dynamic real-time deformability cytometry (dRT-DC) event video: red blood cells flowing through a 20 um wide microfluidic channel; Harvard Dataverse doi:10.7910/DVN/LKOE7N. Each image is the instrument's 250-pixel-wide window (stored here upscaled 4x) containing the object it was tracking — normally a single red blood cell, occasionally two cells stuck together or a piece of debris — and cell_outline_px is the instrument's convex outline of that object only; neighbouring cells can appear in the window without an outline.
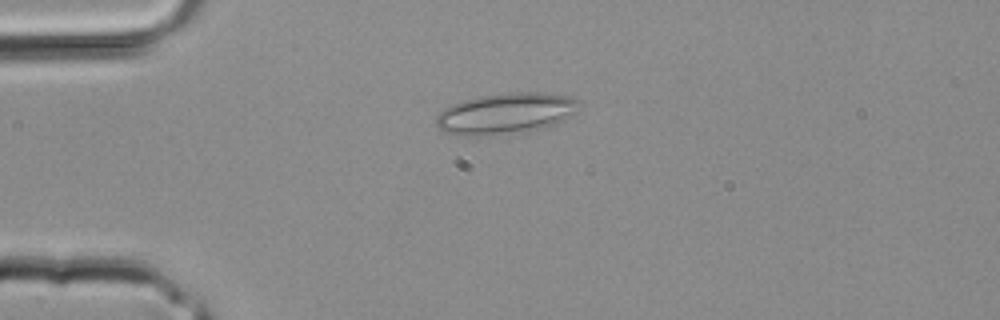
{"species": "common noctule bat (a hibernating species)", "species_latin": "Nyctalus noctula", "temperature_condition": "room temperature", "stored_images_in_passage": 3, "camera_frame_rate_fps": 3000, "um_per_image_px": 0.085, "animal": {"sex": "male", "body_mass_g": 20.4}, "frame": {"image": 1, "passage_image": 3, "time_ms": 0.667, "image_size_px": [1000, 320], "cell_outline_px": [[584, 104], [576, 112], [564, 120], [552, 124], [528, 128], [500, 132], [468, 136], [456, 136], [444, 132], [436, 124], [436, 116], [444, 108], [452, 104], [464, 100], [480, 96], [512, 92], [544, 92], [568, 96], [580, 100]], "centroid_in_image_um": [42.98, 9.59], "position_along_channel_um": 42.0, "area_um2": 33.29}}